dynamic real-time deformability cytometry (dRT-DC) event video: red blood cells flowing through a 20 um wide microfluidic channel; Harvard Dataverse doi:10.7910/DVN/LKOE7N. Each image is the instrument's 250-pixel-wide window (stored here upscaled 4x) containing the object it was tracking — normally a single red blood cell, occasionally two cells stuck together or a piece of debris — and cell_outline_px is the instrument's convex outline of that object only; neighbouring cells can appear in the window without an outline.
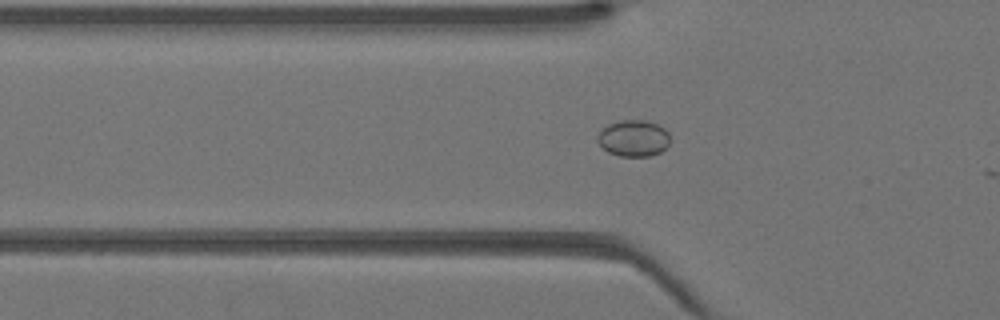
{"species": "Egyptian fruit bat (a non-hibernating species)", "species_latin": "Rousettus aegyptiacus", "temperature_condition": "warm", "stored_images_in_passage": 4, "camera_frame_rate_fps": 3000, "um_per_image_px": 0.085, "animal": {"sex": "female"}, "frame": {"image": 1, "passage_image": 2, "time_ms": 0.333, "image_size_px": [1000, 320], "cell_outline_px": [[668, 144], [660, 152], [648, 156], [620, 156], [608, 152], [596, 140], [596, 136], [608, 124], [620, 120], [648, 120], [664, 128], [668, 132]], "centroid_in_image_um": [53.83, 11.74], "position_along_channel_um": 72.0, "area_um2": 15.26}}